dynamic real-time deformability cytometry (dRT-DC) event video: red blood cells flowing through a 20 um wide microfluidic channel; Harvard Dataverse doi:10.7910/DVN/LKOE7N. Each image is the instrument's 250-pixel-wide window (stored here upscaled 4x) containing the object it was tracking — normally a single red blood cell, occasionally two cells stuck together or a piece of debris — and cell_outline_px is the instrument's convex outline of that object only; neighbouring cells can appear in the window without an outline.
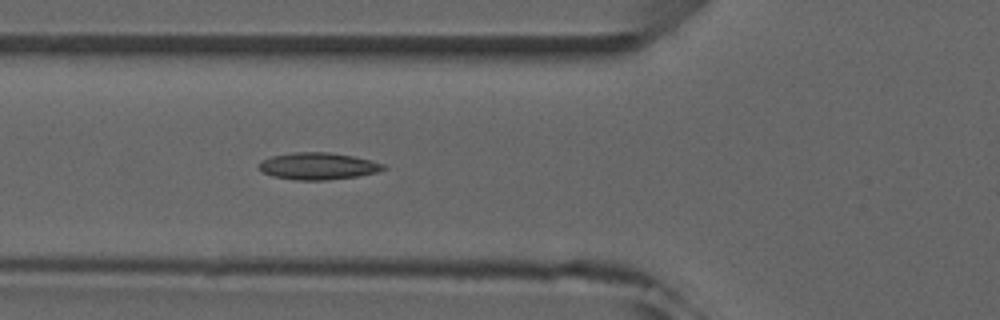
{"species": "common noctule bat (a hibernating species)", "species_latin": "Nyctalus noctula", "temperature_condition": "room temperature", "stored_images_in_passage": 5, "camera_frame_rate_fps": 3000, "um_per_image_px": 0.085, "animal": {"sex": "male", "forearm_length_mm": 52.5}, "frame": {"image": 1, "passage_image": 5, "time_ms": 4.333, "image_size_px": [1000, 320], "cell_outline_px": [[388, 168], [376, 172], [356, 176], [328, 180], [296, 180], [272, 176], [260, 172], [260, 160], [272, 156], [296, 152], [328, 152], [352, 156], [388, 164]], "centroid_in_image_um": [27.04, 14.12], "position_along_channel_um": 98.8, "area_um2": 19.59}}